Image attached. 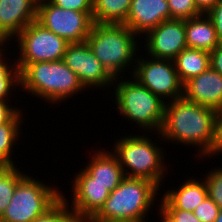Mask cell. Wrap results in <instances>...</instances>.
Masks as SVG:
<instances>
[{
  "label": "cell",
  "mask_w": 222,
  "mask_h": 222,
  "mask_svg": "<svg viewBox=\"0 0 222 222\" xmlns=\"http://www.w3.org/2000/svg\"><path fill=\"white\" fill-rule=\"evenodd\" d=\"M6 167H0V173L5 169Z\"/></svg>",
  "instance_id": "cell-40"
},
{
  "label": "cell",
  "mask_w": 222,
  "mask_h": 222,
  "mask_svg": "<svg viewBox=\"0 0 222 222\" xmlns=\"http://www.w3.org/2000/svg\"><path fill=\"white\" fill-rule=\"evenodd\" d=\"M71 206L66 196L62 198L72 211L83 221L88 222L103 206L110 192L100 184H71ZM73 197V198H72Z\"/></svg>",
  "instance_id": "cell-17"
},
{
  "label": "cell",
  "mask_w": 222,
  "mask_h": 222,
  "mask_svg": "<svg viewBox=\"0 0 222 222\" xmlns=\"http://www.w3.org/2000/svg\"><path fill=\"white\" fill-rule=\"evenodd\" d=\"M175 222H201L193 212L180 209H162Z\"/></svg>",
  "instance_id": "cell-32"
},
{
  "label": "cell",
  "mask_w": 222,
  "mask_h": 222,
  "mask_svg": "<svg viewBox=\"0 0 222 222\" xmlns=\"http://www.w3.org/2000/svg\"><path fill=\"white\" fill-rule=\"evenodd\" d=\"M170 19L167 0H132L124 25L142 39L143 34Z\"/></svg>",
  "instance_id": "cell-16"
},
{
  "label": "cell",
  "mask_w": 222,
  "mask_h": 222,
  "mask_svg": "<svg viewBox=\"0 0 222 222\" xmlns=\"http://www.w3.org/2000/svg\"><path fill=\"white\" fill-rule=\"evenodd\" d=\"M128 135L116 140L114 149L110 150L118 158L125 177L145 179L160 188L168 169L164 162V149L146 136L145 132L142 136H133V133Z\"/></svg>",
  "instance_id": "cell-6"
},
{
  "label": "cell",
  "mask_w": 222,
  "mask_h": 222,
  "mask_svg": "<svg viewBox=\"0 0 222 222\" xmlns=\"http://www.w3.org/2000/svg\"><path fill=\"white\" fill-rule=\"evenodd\" d=\"M32 222H83L62 198L52 209Z\"/></svg>",
  "instance_id": "cell-25"
},
{
  "label": "cell",
  "mask_w": 222,
  "mask_h": 222,
  "mask_svg": "<svg viewBox=\"0 0 222 222\" xmlns=\"http://www.w3.org/2000/svg\"><path fill=\"white\" fill-rule=\"evenodd\" d=\"M63 61L78 75L80 82L87 90L91 87L94 89L100 87L103 91L109 90L107 88L114 83V77L93 54L86 41L69 43Z\"/></svg>",
  "instance_id": "cell-11"
},
{
  "label": "cell",
  "mask_w": 222,
  "mask_h": 222,
  "mask_svg": "<svg viewBox=\"0 0 222 222\" xmlns=\"http://www.w3.org/2000/svg\"><path fill=\"white\" fill-rule=\"evenodd\" d=\"M139 40L140 37L124 24L94 23L86 42L101 64L115 78L121 77L129 66L134 67L129 71L133 74L137 50L141 47L138 46Z\"/></svg>",
  "instance_id": "cell-3"
},
{
  "label": "cell",
  "mask_w": 222,
  "mask_h": 222,
  "mask_svg": "<svg viewBox=\"0 0 222 222\" xmlns=\"http://www.w3.org/2000/svg\"><path fill=\"white\" fill-rule=\"evenodd\" d=\"M92 14L61 8L50 0H38L36 21L68 43H78L86 41L90 34L94 24Z\"/></svg>",
  "instance_id": "cell-9"
},
{
  "label": "cell",
  "mask_w": 222,
  "mask_h": 222,
  "mask_svg": "<svg viewBox=\"0 0 222 222\" xmlns=\"http://www.w3.org/2000/svg\"><path fill=\"white\" fill-rule=\"evenodd\" d=\"M216 110L202 106L184 97L165 102L164 121L159 141L181 143L196 147L199 159L211 150ZM175 142V143H174Z\"/></svg>",
  "instance_id": "cell-1"
},
{
  "label": "cell",
  "mask_w": 222,
  "mask_h": 222,
  "mask_svg": "<svg viewBox=\"0 0 222 222\" xmlns=\"http://www.w3.org/2000/svg\"><path fill=\"white\" fill-rule=\"evenodd\" d=\"M110 222H120V221H110ZM121 222H134V221H121Z\"/></svg>",
  "instance_id": "cell-39"
},
{
  "label": "cell",
  "mask_w": 222,
  "mask_h": 222,
  "mask_svg": "<svg viewBox=\"0 0 222 222\" xmlns=\"http://www.w3.org/2000/svg\"><path fill=\"white\" fill-rule=\"evenodd\" d=\"M37 4L38 0H0V44H9V40L36 21Z\"/></svg>",
  "instance_id": "cell-14"
},
{
  "label": "cell",
  "mask_w": 222,
  "mask_h": 222,
  "mask_svg": "<svg viewBox=\"0 0 222 222\" xmlns=\"http://www.w3.org/2000/svg\"><path fill=\"white\" fill-rule=\"evenodd\" d=\"M3 47L6 48L7 44H0V101H10L12 97L10 94L12 91H16L15 87L18 86L17 88L20 89V71L16 61H14L16 58H13V60L7 59L6 50ZM7 61H10V63Z\"/></svg>",
  "instance_id": "cell-23"
},
{
  "label": "cell",
  "mask_w": 222,
  "mask_h": 222,
  "mask_svg": "<svg viewBox=\"0 0 222 222\" xmlns=\"http://www.w3.org/2000/svg\"><path fill=\"white\" fill-rule=\"evenodd\" d=\"M26 174L15 188L14 194L1 216L2 222H32L52 209L63 193L51 183ZM51 184V186H49Z\"/></svg>",
  "instance_id": "cell-7"
},
{
  "label": "cell",
  "mask_w": 222,
  "mask_h": 222,
  "mask_svg": "<svg viewBox=\"0 0 222 222\" xmlns=\"http://www.w3.org/2000/svg\"><path fill=\"white\" fill-rule=\"evenodd\" d=\"M159 210H158V214H160L161 216V222H175L173 221L160 207H158Z\"/></svg>",
  "instance_id": "cell-36"
},
{
  "label": "cell",
  "mask_w": 222,
  "mask_h": 222,
  "mask_svg": "<svg viewBox=\"0 0 222 222\" xmlns=\"http://www.w3.org/2000/svg\"><path fill=\"white\" fill-rule=\"evenodd\" d=\"M54 5L78 12H93L92 0H50Z\"/></svg>",
  "instance_id": "cell-30"
},
{
  "label": "cell",
  "mask_w": 222,
  "mask_h": 222,
  "mask_svg": "<svg viewBox=\"0 0 222 222\" xmlns=\"http://www.w3.org/2000/svg\"><path fill=\"white\" fill-rule=\"evenodd\" d=\"M219 206L208 196L193 211L201 222H214L219 214Z\"/></svg>",
  "instance_id": "cell-28"
},
{
  "label": "cell",
  "mask_w": 222,
  "mask_h": 222,
  "mask_svg": "<svg viewBox=\"0 0 222 222\" xmlns=\"http://www.w3.org/2000/svg\"><path fill=\"white\" fill-rule=\"evenodd\" d=\"M123 80H119V79ZM114 78V104L121 117L133 121L143 131L160 133L164 121L165 102L142 86L134 77ZM120 82H119V81ZM118 81V83H117ZM117 85V86H115ZM152 130V131H151Z\"/></svg>",
  "instance_id": "cell-5"
},
{
  "label": "cell",
  "mask_w": 222,
  "mask_h": 222,
  "mask_svg": "<svg viewBox=\"0 0 222 222\" xmlns=\"http://www.w3.org/2000/svg\"><path fill=\"white\" fill-rule=\"evenodd\" d=\"M185 37L188 48L212 52L220 43L214 24L207 14L185 19Z\"/></svg>",
  "instance_id": "cell-19"
},
{
  "label": "cell",
  "mask_w": 222,
  "mask_h": 222,
  "mask_svg": "<svg viewBox=\"0 0 222 222\" xmlns=\"http://www.w3.org/2000/svg\"><path fill=\"white\" fill-rule=\"evenodd\" d=\"M221 154H222V109H219L216 110L214 117V129H213V140H212L211 150L204 157L211 158L214 155L219 156Z\"/></svg>",
  "instance_id": "cell-29"
},
{
  "label": "cell",
  "mask_w": 222,
  "mask_h": 222,
  "mask_svg": "<svg viewBox=\"0 0 222 222\" xmlns=\"http://www.w3.org/2000/svg\"><path fill=\"white\" fill-rule=\"evenodd\" d=\"M135 64L132 77L164 102L183 97V84L178 77L173 60L152 57L144 59L141 56L137 57Z\"/></svg>",
  "instance_id": "cell-10"
},
{
  "label": "cell",
  "mask_w": 222,
  "mask_h": 222,
  "mask_svg": "<svg viewBox=\"0 0 222 222\" xmlns=\"http://www.w3.org/2000/svg\"><path fill=\"white\" fill-rule=\"evenodd\" d=\"M219 0H194L196 8L206 14Z\"/></svg>",
  "instance_id": "cell-35"
},
{
  "label": "cell",
  "mask_w": 222,
  "mask_h": 222,
  "mask_svg": "<svg viewBox=\"0 0 222 222\" xmlns=\"http://www.w3.org/2000/svg\"><path fill=\"white\" fill-rule=\"evenodd\" d=\"M0 167H7V165L3 164V163L0 161Z\"/></svg>",
  "instance_id": "cell-38"
},
{
  "label": "cell",
  "mask_w": 222,
  "mask_h": 222,
  "mask_svg": "<svg viewBox=\"0 0 222 222\" xmlns=\"http://www.w3.org/2000/svg\"><path fill=\"white\" fill-rule=\"evenodd\" d=\"M173 62L178 77L184 85L210 67V53L187 47L173 59Z\"/></svg>",
  "instance_id": "cell-20"
},
{
  "label": "cell",
  "mask_w": 222,
  "mask_h": 222,
  "mask_svg": "<svg viewBox=\"0 0 222 222\" xmlns=\"http://www.w3.org/2000/svg\"><path fill=\"white\" fill-rule=\"evenodd\" d=\"M14 41L18 42L16 46L20 51V57L15 60L19 71L27 64L62 60L69 44L37 21L28 24Z\"/></svg>",
  "instance_id": "cell-8"
},
{
  "label": "cell",
  "mask_w": 222,
  "mask_h": 222,
  "mask_svg": "<svg viewBox=\"0 0 222 222\" xmlns=\"http://www.w3.org/2000/svg\"><path fill=\"white\" fill-rule=\"evenodd\" d=\"M9 102L0 101V124L9 122L20 111L19 107L15 108V106L9 105Z\"/></svg>",
  "instance_id": "cell-33"
},
{
  "label": "cell",
  "mask_w": 222,
  "mask_h": 222,
  "mask_svg": "<svg viewBox=\"0 0 222 222\" xmlns=\"http://www.w3.org/2000/svg\"><path fill=\"white\" fill-rule=\"evenodd\" d=\"M21 111L9 122L0 124V161L7 166H17L12 157L14 155L13 146L19 141L20 133H22L21 123H23L24 119Z\"/></svg>",
  "instance_id": "cell-22"
},
{
  "label": "cell",
  "mask_w": 222,
  "mask_h": 222,
  "mask_svg": "<svg viewBox=\"0 0 222 222\" xmlns=\"http://www.w3.org/2000/svg\"><path fill=\"white\" fill-rule=\"evenodd\" d=\"M160 190L151 181L125 177L88 222H148V212L152 211V205H156L153 202Z\"/></svg>",
  "instance_id": "cell-4"
},
{
  "label": "cell",
  "mask_w": 222,
  "mask_h": 222,
  "mask_svg": "<svg viewBox=\"0 0 222 222\" xmlns=\"http://www.w3.org/2000/svg\"><path fill=\"white\" fill-rule=\"evenodd\" d=\"M212 20L220 43H222V0H219L207 13Z\"/></svg>",
  "instance_id": "cell-31"
},
{
  "label": "cell",
  "mask_w": 222,
  "mask_h": 222,
  "mask_svg": "<svg viewBox=\"0 0 222 222\" xmlns=\"http://www.w3.org/2000/svg\"><path fill=\"white\" fill-rule=\"evenodd\" d=\"M214 222H222V209H220L219 214Z\"/></svg>",
  "instance_id": "cell-37"
},
{
  "label": "cell",
  "mask_w": 222,
  "mask_h": 222,
  "mask_svg": "<svg viewBox=\"0 0 222 222\" xmlns=\"http://www.w3.org/2000/svg\"><path fill=\"white\" fill-rule=\"evenodd\" d=\"M183 97L214 110L222 109V74L209 67L183 85Z\"/></svg>",
  "instance_id": "cell-15"
},
{
  "label": "cell",
  "mask_w": 222,
  "mask_h": 222,
  "mask_svg": "<svg viewBox=\"0 0 222 222\" xmlns=\"http://www.w3.org/2000/svg\"><path fill=\"white\" fill-rule=\"evenodd\" d=\"M144 36V50L148 52L149 57L155 59L173 60L187 48L183 19L163 21Z\"/></svg>",
  "instance_id": "cell-12"
},
{
  "label": "cell",
  "mask_w": 222,
  "mask_h": 222,
  "mask_svg": "<svg viewBox=\"0 0 222 222\" xmlns=\"http://www.w3.org/2000/svg\"><path fill=\"white\" fill-rule=\"evenodd\" d=\"M210 67L222 74V43L210 52Z\"/></svg>",
  "instance_id": "cell-34"
},
{
  "label": "cell",
  "mask_w": 222,
  "mask_h": 222,
  "mask_svg": "<svg viewBox=\"0 0 222 222\" xmlns=\"http://www.w3.org/2000/svg\"><path fill=\"white\" fill-rule=\"evenodd\" d=\"M17 166H7L0 173V216L5 212L17 183L26 175Z\"/></svg>",
  "instance_id": "cell-24"
},
{
  "label": "cell",
  "mask_w": 222,
  "mask_h": 222,
  "mask_svg": "<svg viewBox=\"0 0 222 222\" xmlns=\"http://www.w3.org/2000/svg\"><path fill=\"white\" fill-rule=\"evenodd\" d=\"M89 162L76 173L72 184H100L111 193L125 178L119 160L113 152L98 148L93 151Z\"/></svg>",
  "instance_id": "cell-13"
},
{
  "label": "cell",
  "mask_w": 222,
  "mask_h": 222,
  "mask_svg": "<svg viewBox=\"0 0 222 222\" xmlns=\"http://www.w3.org/2000/svg\"><path fill=\"white\" fill-rule=\"evenodd\" d=\"M171 19H190L202 14L194 3V0H167Z\"/></svg>",
  "instance_id": "cell-26"
},
{
  "label": "cell",
  "mask_w": 222,
  "mask_h": 222,
  "mask_svg": "<svg viewBox=\"0 0 222 222\" xmlns=\"http://www.w3.org/2000/svg\"><path fill=\"white\" fill-rule=\"evenodd\" d=\"M20 87L31 96L54 105L86 90L63 59L27 64L20 71Z\"/></svg>",
  "instance_id": "cell-2"
},
{
  "label": "cell",
  "mask_w": 222,
  "mask_h": 222,
  "mask_svg": "<svg viewBox=\"0 0 222 222\" xmlns=\"http://www.w3.org/2000/svg\"><path fill=\"white\" fill-rule=\"evenodd\" d=\"M204 180L208 189V196L222 209V168L211 169Z\"/></svg>",
  "instance_id": "cell-27"
},
{
  "label": "cell",
  "mask_w": 222,
  "mask_h": 222,
  "mask_svg": "<svg viewBox=\"0 0 222 222\" xmlns=\"http://www.w3.org/2000/svg\"><path fill=\"white\" fill-rule=\"evenodd\" d=\"M180 184L176 190L164 192L158 206L161 209H180L193 212L194 209L208 197L205 180L188 179Z\"/></svg>",
  "instance_id": "cell-18"
},
{
  "label": "cell",
  "mask_w": 222,
  "mask_h": 222,
  "mask_svg": "<svg viewBox=\"0 0 222 222\" xmlns=\"http://www.w3.org/2000/svg\"><path fill=\"white\" fill-rule=\"evenodd\" d=\"M94 23L124 24L126 22L132 0H92Z\"/></svg>",
  "instance_id": "cell-21"
}]
</instances>
